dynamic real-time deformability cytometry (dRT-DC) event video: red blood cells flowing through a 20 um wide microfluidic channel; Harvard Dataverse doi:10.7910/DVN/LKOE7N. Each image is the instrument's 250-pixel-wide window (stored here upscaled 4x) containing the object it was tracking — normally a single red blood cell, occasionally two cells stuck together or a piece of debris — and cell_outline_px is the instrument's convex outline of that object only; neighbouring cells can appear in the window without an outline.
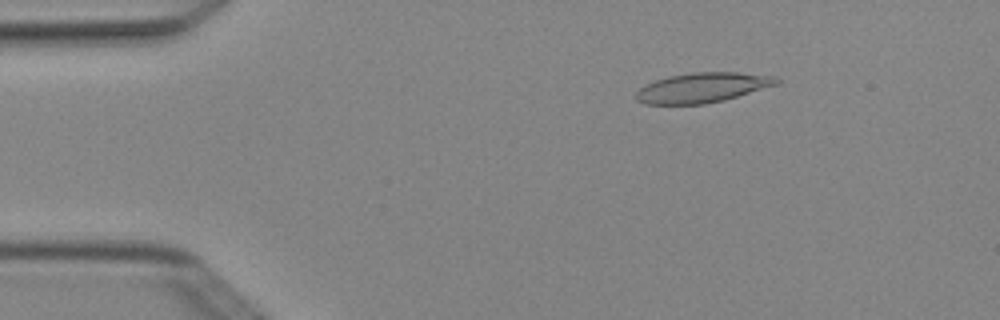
{"species": "Egyptian fruit bat (a non-hibernating species)", "species_latin": "Rousettus aegyptiacus", "temperature_condition": "cold", "stored_images_in_passage": 3, "camera_frame_rate_fps": 3000, "um_per_image_px": 0.085, "animal": {"sex": "female"}, "frame": {"image": 1, "passage_image": 1, "time_ms": 0.0, "image_size_px": [1000, 320], "cell_outline_px": [[780, 84], [724, 100], [704, 104], [644, 104], [636, 100], [636, 92], [640, 88], [656, 80], [668, 76], [692, 72], [736, 72], [772, 76], [780, 80]], "centroid_in_image_um": [59.72, 7.45], "position_along_channel_um": 25.3, "area_um2": 24.39}}
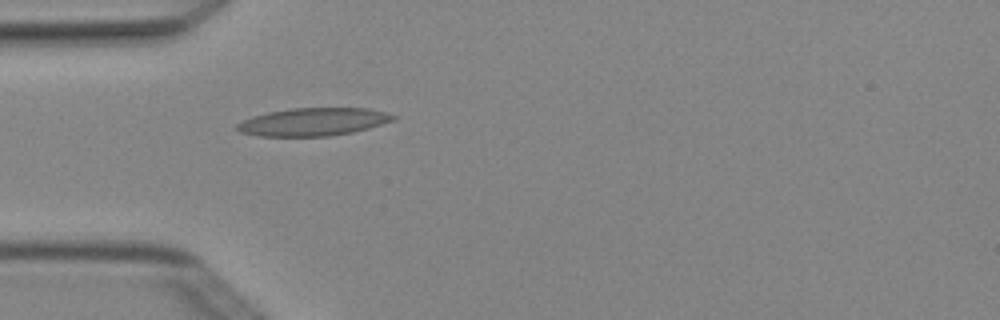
{"frame": {"image": 2, "passage_image": 3, "time_ms": 0.667, "image_size_px": [1000, 320], "cell_outline_px": [[396, 120], [368, 128], [352, 132], [328, 136], [256, 136], [240, 132], [236, 128], [236, 124], [252, 116], [268, 112], [292, 108], [368, 108], [384, 112], [396, 116]], "centroid_in_image_um": [26.61, 10.36], "position_along_channel_um": 58.4, "area_um2": 25.32}}